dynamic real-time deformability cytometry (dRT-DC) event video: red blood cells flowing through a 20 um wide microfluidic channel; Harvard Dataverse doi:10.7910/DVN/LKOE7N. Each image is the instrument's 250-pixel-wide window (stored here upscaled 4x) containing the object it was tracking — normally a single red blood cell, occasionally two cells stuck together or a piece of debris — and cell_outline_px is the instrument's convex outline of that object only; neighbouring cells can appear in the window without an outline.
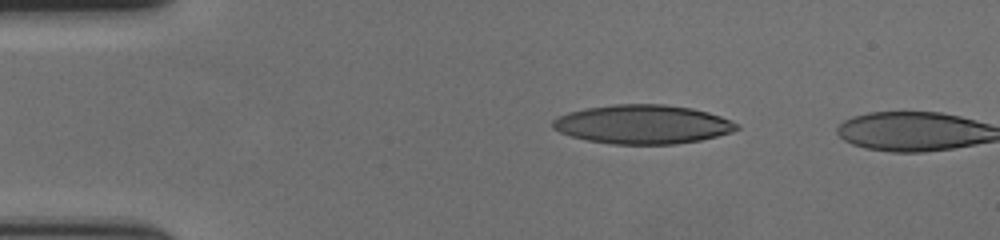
{"species": "human", "species_latin": "Homo sapiens", "temperature_condition": "cold", "stored_images_in_passage": 15, "camera_frame_rate_fps": 3000, "um_per_image_px": 0.085, "donor": {"sex": "female"}, "frame": {"image": 1, "passage_image": 9, "time_ms": 2.667, "image_size_px": [1000, 240], "cell_outline_px": [[740, 128], [732, 132], [700, 140], [676, 144], [612, 144], [588, 140], [572, 136], [560, 132], [552, 128], [552, 120], [556, 116], [568, 112], [584, 108], [616, 104], [664, 104], [692, 108], [708, 112], [720, 116], [740, 124]], "centroid_in_image_um": [54.62, 10.56], "position_along_channel_um": 30.4, "area_um2": 41.91}}